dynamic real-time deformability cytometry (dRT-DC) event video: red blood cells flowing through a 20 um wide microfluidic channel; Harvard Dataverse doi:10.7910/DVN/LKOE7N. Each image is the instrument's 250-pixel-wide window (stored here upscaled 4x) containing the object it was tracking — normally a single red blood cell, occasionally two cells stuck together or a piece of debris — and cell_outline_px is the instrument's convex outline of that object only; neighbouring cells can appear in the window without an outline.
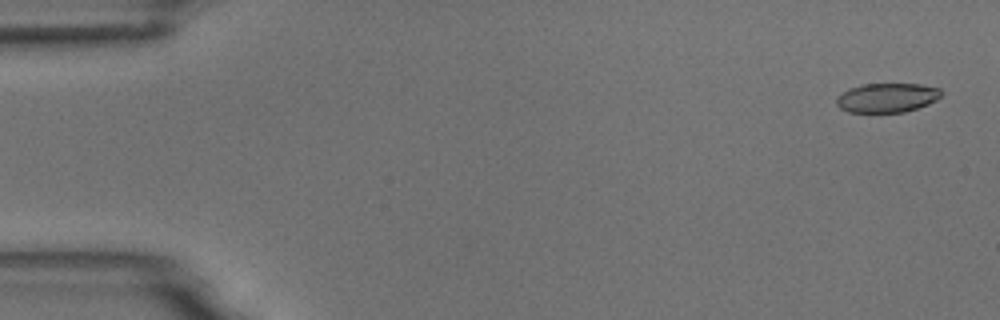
{"species": "common noctule bat (a hibernating species)", "species_latin": "Nyctalus noctula", "temperature_condition": "room temperature", "stored_images_in_passage": 5, "camera_frame_rate_fps": 3000, "um_per_image_px": 0.085, "animal": {"sex": "male", "body_mass_g": 18.8}, "frame": {"image": 1, "passage_image": 1, "time_ms": 0.0, "image_size_px": [1000, 320], "cell_outline_px": [[940, 96], [936, 100], [928, 104], [904, 112], [848, 112], [840, 108], [836, 104], [836, 96], [848, 88], [860, 84], [920, 84], [940, 88]], "centroid_in_image_um": [75.35, 8.3], "position_along_channel_um": 9.7, "area_um2": 17.92}}
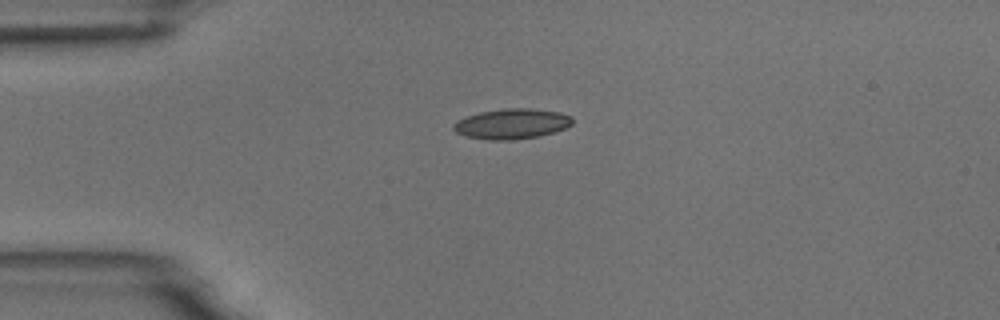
{"frame": {"image": 2, "passage_image": 4, "time_ms": 3.667, "image_size_px": [1000, 320], "cell_outline_px": [[572, 124], [564, 128], [552, 132], [536, 136], [512, 140], [488, 140], [464, 136], [456, 132], [452, 128], [452, 124], [456, 120], [480, 112], [504, 108], [532, 108], [560, 112], [572, 116]], "centroid_in_image_um": [43.46, 10.52], "position_along_channel_um": 41.5, "area_um2": 20.98}}